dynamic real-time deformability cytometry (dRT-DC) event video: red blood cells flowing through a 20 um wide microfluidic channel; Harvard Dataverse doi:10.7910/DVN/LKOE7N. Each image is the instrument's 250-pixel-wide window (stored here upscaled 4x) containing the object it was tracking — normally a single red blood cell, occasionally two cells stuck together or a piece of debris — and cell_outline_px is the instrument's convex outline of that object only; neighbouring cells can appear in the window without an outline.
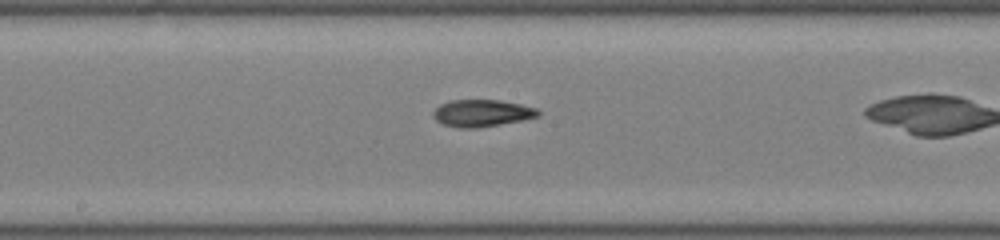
{"species": "common noctule bat (a hibernating species)", "species_latin": "Nyctalus noctula", "temperature_condition": "room temperature", "stored_images_in_passage": 32, "camera_frame_rate_fps": 3000, "um_per_image_px": 0.085, "animal": {"sex": "male", "body_mass_g": 19.0, "forearm_length_mm": 50.8}, "frame": {"image": 1, "passage_image": 19, "time_ms": 6.0, "image_size_px": [1000, 240], "cell_outline_px": [[540, 116], [524, 120], [476, 128], [460, 128], [444, 124], [436, 120], [432, 116], [432, 112], [440, 104], [452, 100], [500, 100], [520, 104], [536, 108], [540, 112]], "centroid_in_image_um": [40.97, 9.61], "position_along_channel_um": 207.2, "area_um2": 16.53}}
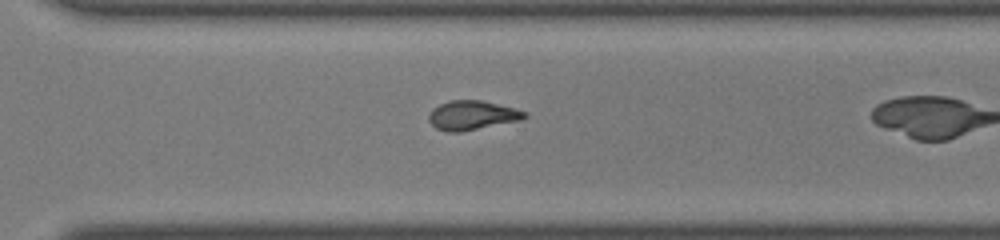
{"frame": {"image": 2, "passage_image": 28, "time_ms": 9.0, "image_size_px": [1000, 240], "cell_outline_px": [[528, 116], [524, 120], [460, 132], [448, 132], [436, 128], [428, 120], [428, 116], [432, 108], [440, 104], [452, 100], [480, 100], [528, 112]], "centroid_in_image_um": [40.15, 9.81], "position_along_channel_um": 330.5, "area_um2": 16.36}}